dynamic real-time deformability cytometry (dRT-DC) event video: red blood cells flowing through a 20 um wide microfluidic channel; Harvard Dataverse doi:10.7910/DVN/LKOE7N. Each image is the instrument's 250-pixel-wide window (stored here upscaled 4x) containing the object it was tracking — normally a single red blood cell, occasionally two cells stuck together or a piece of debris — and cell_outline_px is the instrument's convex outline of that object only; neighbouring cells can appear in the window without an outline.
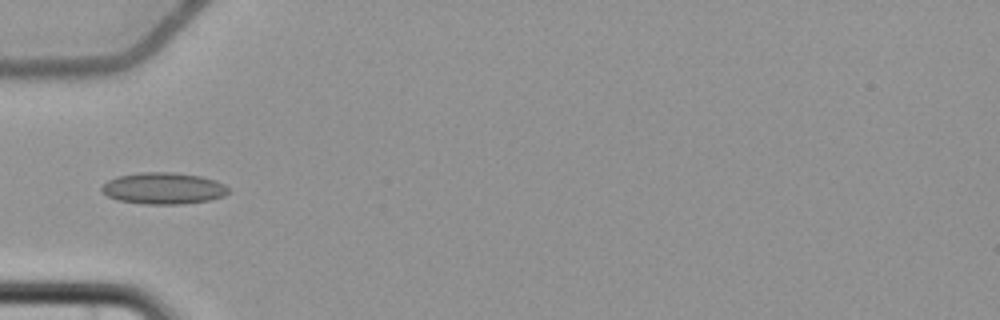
{"species": "common noctule bat (a hibernating species)", "species_latin": "Nyctalus noctula", "temperature_condition": "cold", "stored_images_in_passage": 6, "camera_frame_rate_fps": 3000, "um_per_image_px": 0.085, "animal": {"sex": "female", "body_mass_g": 22.7, "forearm_length_mm": 54.2}, "frame": {"image": 1, "passage_image": 4, "time_ms": 3.667, "image_size_px": [1000, 320], "cell_outline_px": [[228, 192], [224, 196], [208, 200], [180, 204], [144, 204], [120, 200], [108, 196], [100, 188], [108, 180], [116, 176], [140, 172], [172, 172], [200, 176], [224, 184], [228, 188]], "centroid_in_image_um": [13.87, 16.0], "position_along_channel_um": 71.1, "area_um2": 23.06}}
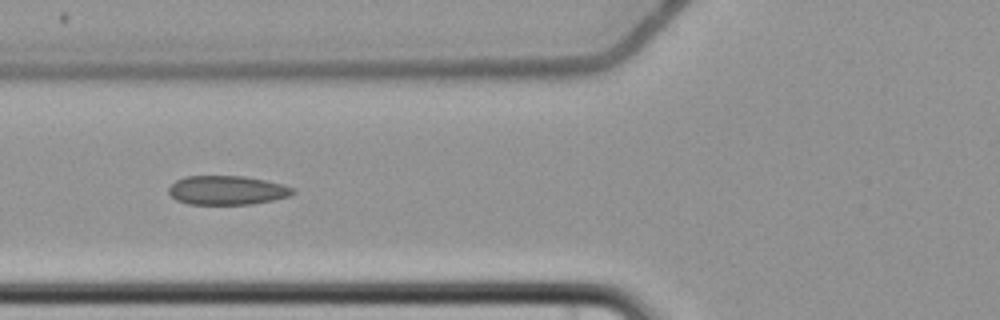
{"frame": {"image": 2, "passage_image": 5, "time_ms": 4.667, "image_size_px": [1000, 320], "cell_outline_px": [[296, 192], [292, 196], [252, 204], [188, 204], [176, 200], [168, 192], [168, 188], [176, 180], [184, 176], [244, 176], [284, 184], [296, 188]], "centroid_in_image_um": [19.34, 16.17], "position_along_channel_um": 106.5, "area_um2": 21.21}}
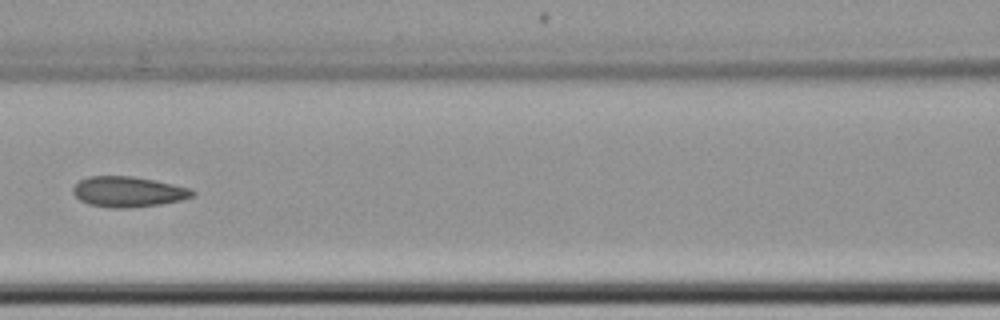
{"frame": {"image": 3, "passage_image": 6, "time_ms": 6.0, "image_size_px": [1000, 320], "cell_outline_px": [[196, 196], [180, 200], [160, 204], [124, 208], [112, 208], [88, 204], [80, 200], [72, 192], [72, 188], [80, 180], [88, 176], [132, 176], [156, 180], [192, 188], [196, 192]], "centroid_in_image_um": [10.92, 16.29], "position_along_channel_um": 155.7, "area_um2": 21.33}}